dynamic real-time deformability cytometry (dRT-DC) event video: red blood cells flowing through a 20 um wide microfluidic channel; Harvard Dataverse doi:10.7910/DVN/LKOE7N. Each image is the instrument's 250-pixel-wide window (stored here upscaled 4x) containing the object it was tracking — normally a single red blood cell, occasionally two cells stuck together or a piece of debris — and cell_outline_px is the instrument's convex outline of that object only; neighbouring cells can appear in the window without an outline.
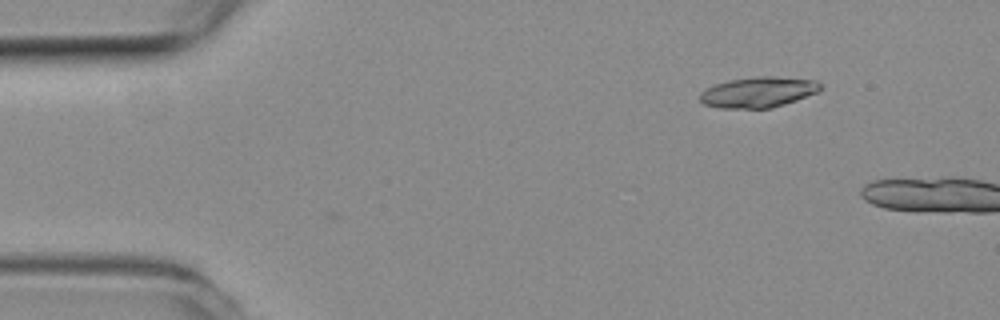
{"species": "common noctule bat (a hibernating species)", "species_latin": "Nyctalus noctula", "temperature_condition": "room temperature", "stored_images_in_passage": 2, "camera_frame_rate_fps": 3000, "um_per_image_px": 0.085, "animal": {"sex": "female", "body_mass_g": 19.3, "forearm_length_mm": 54.1}, "frame": {"image": 1, "passage_image": 1, "time_ms": 0.0, "image_size_px": [1000, 320], "cell_outline_px": [[820, 92], [772, 108], [720, 108], [704, 104], [700, 100], [700, 96], [708, 88], [716, 84], [732, 80], [760, 76], [768, 76], [816, 80], [820, 84]], "centroid_in_image_um": [64.5, 7.84], "position_along_channel_um": 20.5, "area_um2": 21.1}}